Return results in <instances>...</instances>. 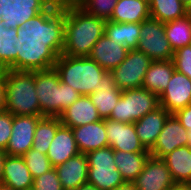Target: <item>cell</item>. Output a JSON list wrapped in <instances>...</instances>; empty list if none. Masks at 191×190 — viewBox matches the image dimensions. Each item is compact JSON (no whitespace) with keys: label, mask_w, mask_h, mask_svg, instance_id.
Segmentation results:
<instances>
[{"label":"cell","mask_w":191,"mask_h":190,"mask_svg":"<svg viewBox=\"0 0 191 190\" xmlns=\"http://www.w3.org/2000/svg\"><path fill=\"white\" fill-rule=\"evenodd\" d=\"M118 0H87L81 7L86 13L108 21Z\"/></svg>","instance_id":"cell-34"},{"label":"cell","mask_w":191,"mask_h":190,"mask_svg":"<svg viewBox=\"0 0 191 190\" xmlns=\"http://www.w3.org/2000/svg\"><path fill=\"white\" fill-rule=\"evenodd\" d=\"M75 190H98L94 185L90 183H85L80 185L77 189Z\"/></svg>","instance_id":"cell-44"},{"label":"cell","mask_w":191,"mask_h":190,"mask_svg":"<svg viewBox=\"0 0 191 190\" xmlns=\"http://www.w3.org/2000/svg\"><path fill=\"white\" fill-rule=\"evenodd\" d=\"M174 70L172 60L152 61L145 74L142 87L160 96L166 89Z\"/></svg>","instance_id":"cell-24"},{"label":"cell","mask_w":191,"mask_h":190,"mask_svg":"<svg viewBox=\"0 0 191 190\" xmlns=\"http://www.w3.org/2000/svg\"><path fill=\"white\" fill-rule=\"evenodd\" d=\"M180 2L185 5L189 10L191 9V0H180Z\"/></svg>","instance_id":"cell-45"},{"label":"cell","mask_w":191,"mask_h":190,"mask_svg":"<svg viewBox=\"0 0 191 190\" xmlns=\"http://www.w3.org/2000/svg\"><path fill=\"white\" fill-rule=\"evenodd\" d=\"M43 116L13 115L12 133L4 151L9 156H23L33 146L35 128Z\"/></svg>","instance_id":"cell-12"},{"label":"cell","mask_w":191,"mask_h":190,"mask_svg":"<svg viewBox=\"0 0 191 190\" xmlns=\"http://www.w3.org/2000/svg\"><path fill=\"white\" fill-rule=\"evenodd\" d=\"M61 125L58 117H42L35 128L32 149L38 150L42 154H47L50 143Z\"/></svg>","instance_id":"cell-32"},{"label":"cell","mask_w":191,"mask_h":190,"mask_svg":"<svg viewBox=\"0 0 191 190\" xmlns=\"http://www.w3.org/2000/svg\"><path fill=\"white\" fill-rule=\"evenodd\" d=\"M166 37L173 52L191 42V13L164 23Z\"/></svg>","instance_id":"cell-29"},{"label":"cell","mask_w":191,"mask_h":190,"mask_svg":"<svg viewBox=\"0 0 191 190\" xmlns=\"http://www.w3.org/2000/svg\"><path fill=\"white\" fill-rule=\"evenodd\" d=\"M6 110L5 69L0 68V112Z\"/></svg>","instance_id":"cell-40"},{"label":"cell","mask_w":191,"mask_h":190,"mask_svg":"<svg viewBox=\"0 0 191 190\" xmlns=\"http://www.w3.org/2000/svg\"><path fill=\"white\" fill-rule=\"evenodd\" d=\"M87 0H53L61 9L81 8Z\"/></svg>","instance_id":"cell-39"},{"label":"cell","mask_w":191,"mask_h":190,"mask_svg":"<svg viewBox=\"0 0 191 190\" xmlns=\"http://www.w3.org/2000/svg\"><path fill=\"white\" fill-rule=\"evenodd\" d=\"M2 183L13 190L32 189L33 177L22 156H5Z\"/></svg>","instance_id":"cell-23"},{"label":"cell","mask_w":191,"mask_h":190,"mask_svg":"<svg viewBox=\"0 0 191 190\" xmlns=\"http://www.w3.org/2000/svg\"><path fill=\"white\" fill-rule=\"evenodd\" d=\"M188 135V147L191 149V129L187 131Z\"/></svg>","instance_id":"cell-46"},{"label":"cell","mask_w":191,"mask_h":190,"mask_svg":"<svg viewBox=\"0 0 191 190\" xmlns=\"http://www.w3.org/2000/svg\"><path fill=\"white\" fill-rule=\"evenodd\" d=\"M188 145L187 130L174 114H170L165 120L163 129L154 147L149 151L156 158H163L178 147Z\"/></svg>","instance_id":"cell-15"},{"label":"cell","mask_w":191,"mask_h":190,"mask_svg":"<svg viewBox=\"0 0 191 190\" xmlns=\"http://www.w3.org/2000/svg\"><path fill=\"white\" fill-rule=\"evenodd\" d=\"M6 153L2 150H0V184L2 183V177H3V163L5 160Z\"/></svg>","instance_id":"cell-43"},{"label":"cell","mask_w":191,"mask_h":190,"mask_svg":"<svg viewBox=\"0 0 191 190\" xmlns=\"http://www.w3.org/2000/svg\"><path fill=\"white\" fill-rule=\"evenodd\" d=\"M35 88L43 117H59L81 96L70 85L60 81L54 68L35 71Z\"/></svg>","instance_id":"cell-3"},{"label":"cell","mask_w":191,"mask_h":190,"mask_svg":"<svg viewBox=\"0 0 191 190\" xmlns=\"http://www.w3.org/2000/svg\"><path fill=\"white\" fill-rule=\"evenodd\" d=\"M174 115L180 121L181 125L186 128L187 131L191 129V105H188L183 109L178 110Z\"/></svg>","instance_id":"cell-38"},{"label":"cell","mask_w":191,"mask_h":190,"mask_svg":"<svg viewBox=\"0 0 191 190\" xmlns=\"http://www.w3.org/2000/svg\"><path fill=\"white\" fill-rule=\"evenodd\" d=\"M88 162L87 183L98 190H113L125 183L114 162V150L104 147L85 154Z\"/></svg>","instance_id":"cell-7"},{"label":"cell","mask_w":191,"mask_h":190,"mask_svg":"<svg viewBox=\"0 0 191 190\" xmlns=\"http://www.w3.org/2000/svg\"><path fill=\"white\" fill-rule=\"evenodd\" d=\"M20 49L17 59L7 68L15 71H43L54 67L63 52L65 9L53 3L46 11L17 28Z\"/></svg>","instance_id":"cell-1"},{"label":"cell","mask_w":191,"mask_h":190,"mask_svg":"<svg viewBox=\"0 0 191 190\" xmlns=\"http://www.w3.org/2000/svg\"><path fill=\"white\" fill-rule=\"evenodd\" d=\"M55 169L63 190H75L80 185L87 183L88 162L83 153L69 158Z\"/></svg>","instance_id":"cell-17"},{"label":"cell","mask_w":191,"mask_h":190,"mask_svg":"<svg viewBox=\"0 0 191 190\" xmlns=\"http://www.w3.org/2000/svg\"><path fill=\"white\" fill-rule=\"evenodd\" d=\"M13 115L8 111L0 112V150L5 151L12 133Z\"/></svg>","instance_id":"cell-37"},{"label":"cell","mask_w":191,"mask_h":190,"mask_svg":"<svg viewBox=\"0 0 191 190\" xmlns=\"http://www.w3.org/2000/svg\"><path fill=\"white\" fill-rule=\"evenodd\" d=\"M60 81L70 85L80 95L89 96L96 92L100 78L106 72L89 57H71L61 54L53 67Z\"/></svg>","instance_id":"cell-4"},{"label":"cell","mask_w":191,"mask_h":190,"mask_svg":"<svg viewBox=\"0 0 191 190\" xmlns=\"http://www.w3.org/2000/svg\"><path fill=\"white\" fill-rule=\"evenodd\" d=\"M175 183H191V149L178 147L163 158Z\"/></svg>","instance_id":"cell-26"},{"label":"cell","mask_w":191,"mask_h":190,"mask_svg":"<svg viewBox=\"0 0 191 190\" xmlns=\"http://www.w3.org/2000/svg\"><path fill=\"white\" fill-rule=\"evenodd\" d=\"M22 157L33 179L53 168L47 155L38 150L31 148Z\"/></svg>","instance_id":"cell-33"},{"label":"cell","mask_w":191,"mask_h":190,"mask_svg":"<svg viewBox=\"0 0 191 190\" xmlns=\"http://www.w3.org/2000/svg\"><path fill=\"white\" fill-rule=\"evenodd\" d=\"M33 190H63L56 169L53 167L48 172L33 179Z\"/></svg>","instance_id":"cell-35"},{"label":"cell","mask_w":191,"mask_h":190,"mask_svg":"<svg viewBox=\"0 0 191 190\" xmlns=\"http://www.w3.org/2000/svg\"><path fill=\"white\" fill-rule=\"evenodd\" d=\"M169 190H191V183H175Z\"/></svg>","instance_id":"cell-41"},{"label":"cell","mask_w":191,"mask_h":190,"mask_svg":"<svg viewBox=\"0 0 191 190\" xmlns=\"http://www.w3.org/2000/svg\"><path fill=\"white\" fill-rule=\"evenodd\" d=\"M150 17L148 1L118 0L110 20L116 23H141Z\"/></svg>","instance_id":"cell-25"},{"label":"cell","mask_w":191,"mask_h":190,"mask_svg":"<svg viewBox=\"0 0 191 190\" xmlns=\"http://www.w3.org/2000/svg\"><path fill=\"white\" fill-rule=\"evenodd\" d=\"M133 183L137 190H169L175 184L164 160L152 155Z\"/></svg>","instance_id":"cell-11"},{"label":"cell","mask_w":191,"mask_h":190,"mask_svg":"<svg viewBox=\"0 0 191 190\" xmlns=\"http://www.w3.org/2000/svg\"><path fill=\"white\" fill-rule=\"evenodd\" d=\"M6 111L12 115L41 116L35 71L5 69Z\"/></svg>","instance_id":"cell-5"},{"label":"cell","mask_w":191,"mask_h":190,"mask_svg":"<svg viewBox=\"0 0 191 190\" xmlns=\"http://www.w3.org/2000/svg\"><path fill=\"white\" fill-rule=\"evenodd\" d=\"M77 148L86 154L108 146L105 119L72 128Z\"/></svg>","instance_id":"cell-21"},{"label":"cell","mask_w":191,"mask_h":190,"mask_svg":"<svg viewBox=\"0 0 191 190\" xmlns=\"http://www.w3.org/2000/svg\"><path fill=\"white\" fill-rule=\"evenodd\" d=\"M149 8L151 18L162 23L174 21L189 13V9L180 0H150Z\"/></svg>","instance_id":"cell-30"},{"label":"cell","mask_w":191,"mask_h":190,"mask_svg":"<svg viewBox=\"0 0 191 190\" xmlns=\"http://www.w3.org/2000/svg\"><path fill=\"white\" fill-rule=\"evenodd\" d=\"M169 115L170 113L160 106L134 123L140 143L146 150L150 151L154 147Z\"/></svg>","instance_id":"cell-19"},{"label":"cell","mask_w":191,"mask_h":190,"mask_svg":"<svg viewBox=\"0 0 191 190\" xmlns=\"http://www.w3.org/2000/svg\"><path fill=\"white\" fill-rule=\"evenodd\" d=\"M128 51L126 46L115 43L103 34L92 47L88 57L97 62L105 71L111 72L126 58Z\"/></svg>","instance_id":"cell-16"},{"label":"cell","mask_w":191,"mask_h":190,"mask_svg":"<svg viewBox=\"0 0 191 190\" xmlns=\"http://www.w3.org/2000/svg\"><path fill=\"white\" fill-rule=\"evenodd\" d=\"M0 190H13L12 188H10L9 186L1 183L0 184Z\"/></svg>","instance_id":"cell-47"},{"label":"cell","mask_w":191,"mask_h":190,"mask_svg":"<svg viewBox=\"0 0 191 190\" xmlns=\"http://www.w3.org/2000/svg\"><path fill=\"white\" fill-rule=\"evenodd\" d=\"M62 125L75 128L102 120L89 96L81 95L58 117Z\"/></svg>","instance_id":"cell-18"},{"label":"cell","mask_w":191,"mask_h":190,"mask_svg":"<svg viewBox=\"0 0 191 190\" xmlns=\"http://www.w3.org/2000/svg\"><path fill=\"white\" fill-rule=\"evenodd\" d=\"M137 50L153 61L172 60L174 52L166 37L164 23L151 17L142 21Z\"/></svg>","instance_id":"cell-8"},{"label":"cell","mask_w":191,"mask_h":190,"mask_svg":"<svg viewBox=\"0 0 191 190\" xmlns=\"http://www.w3.org/2000/svg\"><path fill=\"white\" fill-rule=\"evenodd\" d=\"M20 45L17 29L6 28L0 20V68L7 69L17 59Z\"/></svg>","instance_id":"cell-31"},{"label":"cell","mask_w":191,"mask_h":190,"mask_svg":"<svg viewBox=\"0 0 191 190\" xmlns=\"http://www.w3.org/2000/svg\"><path fill=\"white\" fill-rule=\"evenodd\" d=\"M113 190H137V188L133 182H125Z\"/></svg>","instance_id":"cell-42"},{"label":"cell","mask_w":191,"mask_h":190,"mask_svg":"<svg viewBox=\"0 0 191 190\" xmlns=\"http://www.w3.org/2000/svg\"><path fill=\"white\" fill-rule=\"evenodd\" d=\"M160 106L170 114L191 105V79L174 70L164 92L159 96Z\"/></svg>","instance_id":"cell-14"},{"label":"cell","mask_w":191,"mask_h":190,"mask_svg":"<svg viewBox=\"0 0 191 190\" xmlns=\"http://www.w3.org/2000/svg\"><path fill=\"white\" fill-rule=\"evenodd\" d=\"M160 107L159 96L143 87L122 90L110 119L123 123H135L147 113Z\"/></svg>","instance_id":"cell-6"},{"label":"cell","mask_w":191,"mask_h":190,"mask_svg":"<svg viewBox=\"0 0 191 190\" xmlns=\"http://www.w3.org/2000/svg\"><path fill=\"white\" fill-rule=\"evenodd\" d=\"M53 3V0H0V20L6 28L17 29Z\"/></svg>","instance_id":"cell-10"},{"label":"cell","mask_w":191,"mask_h":190,"mask_svg":"<svg viewBox=\"0 0 191 190\" xmlns=\"http://www.w3.org/2000/svg\"><path fill=\"white\" fill-rule=\"evenodd\" d=\"M172 61L175 70L183 73L191 79V46L187 45L174 52Z\"/></svg>","instance_id":"cell-36"},{"label":"cell","mask_w":191,"mask_h":190,"mask_svg":"<svg viewBox=\"0 0 191 190\" xmlns=\"http://www.w3.org/2000/svg\"><path fill=\"white\" fill-rule=\"evenodd\" d=\"M79 152L72 128L61 125L50 143L47 157L52 167H57Z\"/></svg>","instance_id":"cell-22"},{"label":"cell","mask_w":191,"mask_h":190,"mask_svg":"<svg viewBox=\"0 0 191 190\" xmlns=\"http://www.w3.org/2000/svg\"><path fill=\"white\" fill-rule=\"evenodd\" d=\"M106 21L82 8L65 9L63 55L88 57L94 44L104 34Z\"/></svg>","instance_id":"cell-2"},{"label":"cell","mask_w":191,"mask_h":190,"mask_svg":"<svg viewBox=\"0 0 191 190\" xmlns=\"http://www.w3.org/2000/svg\"><path fill=\"white\" fill-rule=\"evenodd\" d=\"M108 146L123 152H149L140 143L134 123H123L110 118L105 119Z\"/></svg>","instance_id":"cell-13"},{"label":"cell","mask_w":191,"mask_h":190,"mask_svg":"<svg viewBox=\"0 0 191 190\" xmlns=\"http://www.w3.org/2000/svg\"><path fill=\"white\" fill-rule=\"evenodd\" d=\"M153 60L137 49L129 50L126 58L112 71L120 90L142 87L145 74Z\"/></svg>","instance_id":"cell-9"},{"label":"cell","mask_w":191,"mask_h":190,"mask_svg":"<svg viewBox=\"0 0 191 190\" xmlns=\"http://www.w3.org/2000/svg\"><path fill=\"white\" fill-rule=\"evenodd\" d=\"M140 30L141 23H116L108 20L104 26V34L108 38L129 50L137 49Z\"/></svg>","instance_id":"cell-27"},{"label":"cell","mask_w":191,"mask_h":190,"mask_svg":"<svg viewBox=\"0 0 191 190\" xmlns=\"http://www.w3.org/2000/svg\"><path fill=\"white\" fill-rule=\"evenodd\" d=\"M122 90L116 85L111 72H105L100 78L96 92L89 95L92 103L96 106L101 119H107L121 97Z\"/></svg>","instance_id":"cell-20"},{"label":"cell","mask_w":191,"mask_h":190,"mask_svg":"<svg viewBox=\"0 0 191 190\" xmlns=\"http://www.w3.org/2000/svg\"><path fill=\"white\" fill-rule=\"evenodd\" d=\"M150 152H123L114 150V162L125 182H133L141 173Z\"/></svg>","instance_id":"cell-28"}]
</instances>
